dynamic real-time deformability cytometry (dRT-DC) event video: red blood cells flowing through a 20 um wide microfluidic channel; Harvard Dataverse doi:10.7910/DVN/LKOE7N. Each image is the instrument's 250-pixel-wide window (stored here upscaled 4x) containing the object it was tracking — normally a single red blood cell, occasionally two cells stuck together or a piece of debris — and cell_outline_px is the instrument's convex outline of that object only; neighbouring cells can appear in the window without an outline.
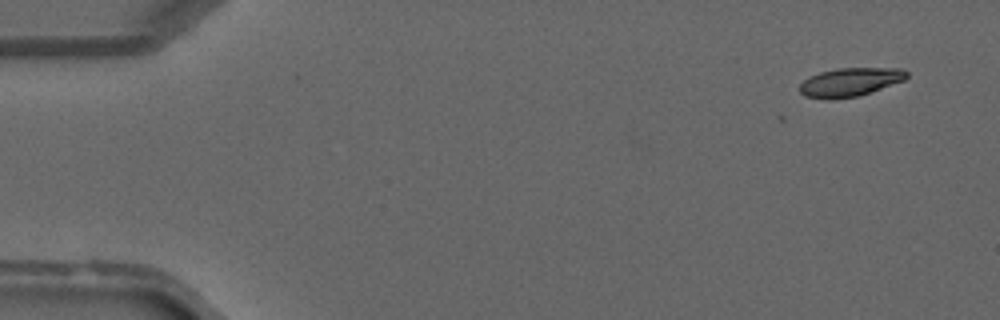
{"species": "common noctule bat (a hibernating species)", "species_latin": "Nyctalus noctula", "temperature_condition": "warm", "stored_images_in_passage": 4, "camera_frame_rate_fps": 3000, "um_per_image_px": 0.085, "animal": {"sex": "male", "forearm_length_mm": 52.5}, "frame": {"image": 1, "passage_image": 1, "time_ms": 0.0, "image_size_px": [1000, 320], "cell_outline_px": [[908, 76], [904, 80], [860, 96], [832, 100], [828, 100], [804, 96], [800, 92], [800, 84], [808, 76], [820, 72], [836, 68], [904, 68], [908, 72]], "centroid_in_image_um": [72.24, 6.98], "position_along_channel_um": 12.8, "area_um2": 18.09}}